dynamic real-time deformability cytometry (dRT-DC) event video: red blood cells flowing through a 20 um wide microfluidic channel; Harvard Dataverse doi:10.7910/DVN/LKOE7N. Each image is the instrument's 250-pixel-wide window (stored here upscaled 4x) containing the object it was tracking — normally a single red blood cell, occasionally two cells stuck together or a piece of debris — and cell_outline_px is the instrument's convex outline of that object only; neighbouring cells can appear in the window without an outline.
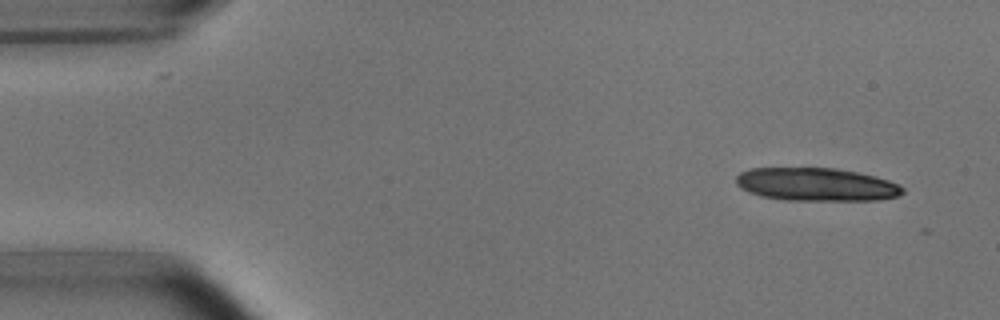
{"species": "common noctule bat (a hibernating species)", "species_latin": "Nyctalus noctula", "temperature_condition": "room temperature", "stored_images_in_passage": 3, "camera_frame_rate_fps": 3000, "um_per_image_px": 0.085, "animal": {"sex": "male", "body_mass_g": 15.6}, "frame": {"image": 1, "passage_image": 1, "time_ms": 0.0, "image_size_px": [1000, 320], "cell_outline_px": [[904, 192], [900, 196], [880, 200], [784, 200], [760, 196], [748, 192], [736, 184], [736, 176], [740, 172], [752, 168], [836, 168], [856, 172], [888, 180], [904, 188]], "centroid_in_image_um": [69.37, 15.68], "position_along_channel_um": 15.6, "area_um2": 32.14}}